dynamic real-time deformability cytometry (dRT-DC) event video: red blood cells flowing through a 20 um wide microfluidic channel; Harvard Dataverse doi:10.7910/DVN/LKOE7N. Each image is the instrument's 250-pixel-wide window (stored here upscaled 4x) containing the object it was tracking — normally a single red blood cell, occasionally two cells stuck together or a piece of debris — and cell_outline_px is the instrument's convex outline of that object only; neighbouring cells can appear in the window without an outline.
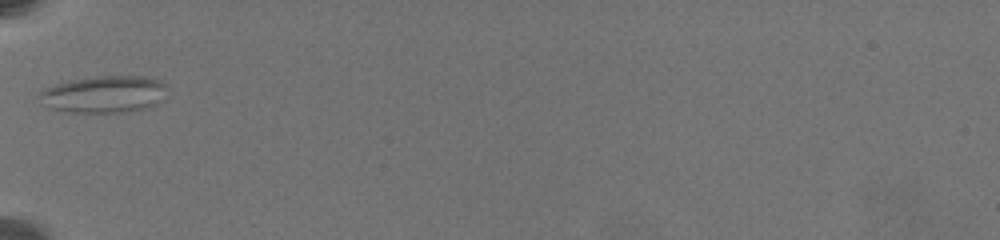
{"species": "common noctule bat (a hibernating species)", "species_latin": "Nyctalus noctula", "temperature_condition": "warm", "stored_images_in_passage": 2, "camera_frame_rate_fps": 3000, "um_per_image_px": 0.085, "animal": {"sex": "female", "body_mass_g": 19.5, "forearm_length_mm": 54.1}, "frame": {"image": 1, "passage_image": 1, "time_ms": 0.0, "image_size_px": [1000, 240], "cell_outline_px": [[168, 88], [160, 100], [156, 104], [140, 108], [120, 112], [72, 112], [52, 108], [44, 104], [40, 96], [40, 92], [44, 88], [68, 80], [100, 76], [144, 76], [160, 80], [168, 84]], "centroid_in_image_um": [8.87, 7.98], "position_along_channel_um": 76.1, "area_um2": 27.17}}